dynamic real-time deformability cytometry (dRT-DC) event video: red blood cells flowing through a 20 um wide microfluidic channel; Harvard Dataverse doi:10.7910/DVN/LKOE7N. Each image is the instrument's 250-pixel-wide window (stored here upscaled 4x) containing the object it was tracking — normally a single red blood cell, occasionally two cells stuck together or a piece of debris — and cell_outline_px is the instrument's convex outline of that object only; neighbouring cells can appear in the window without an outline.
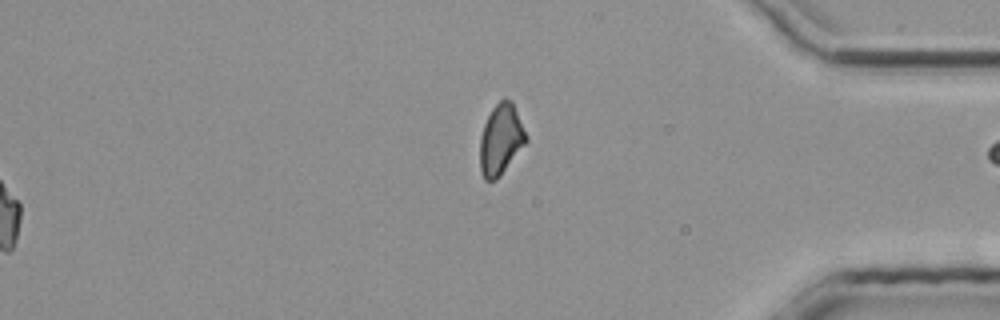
{"species": "common noctule bat (a hibernating species)", "species_latin": "Nyctalus noctula", "temperature_condition": "room temperature", "stored_images_in_passage": 33, "segment_of_instrument_passage": [2, 2], "camera_frame_rate_fps": 3000, "um_per_image_px": 0.085, "animal": {"sex": "male", "body_mass_g": 20.4}, "frame": {"image": 1, "passage_image": 33, "time_ms": 10.667, "image_size_px": [1000, 320], "cell_outline_px": [[528, 140], [500, 176], [496, 180], [484, 180], [480, 168], [480, 136], [484, 124], [492, 108], [504, 96], [512, 100], [528, 136]], "centroid_in_image_um": [42.58, 11.83], "position_along_channel_um": 392.6, "area_um2": 19.13}}